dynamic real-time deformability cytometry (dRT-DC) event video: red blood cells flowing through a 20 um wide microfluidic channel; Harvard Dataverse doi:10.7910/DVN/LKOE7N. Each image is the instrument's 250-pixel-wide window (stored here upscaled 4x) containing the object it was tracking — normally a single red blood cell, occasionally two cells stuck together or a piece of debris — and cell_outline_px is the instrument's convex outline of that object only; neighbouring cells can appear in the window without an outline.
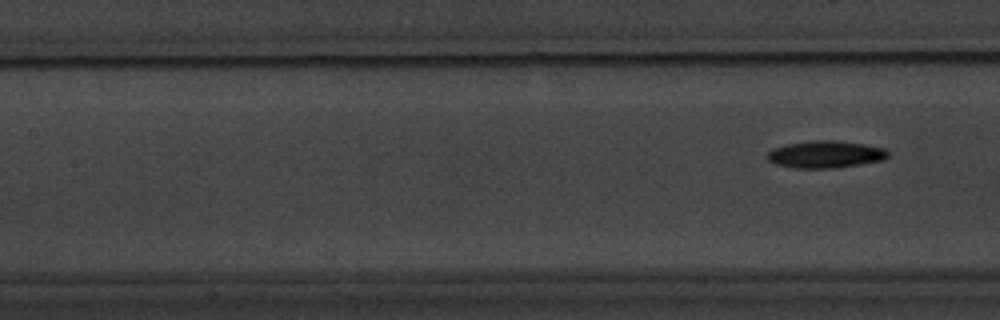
{"species": "common noctule bat (a hibernating species)", "species_latin": "Nyctalus noctula", "temperature_condition": "warm", "stored_images_in_passage": 8, "segment_of_instrument_passage": [2, 2], "camera_frame_rate_fps": 3000, "um_per_image_px": 0.085, "animal": {"sex": "male", "body_mass_g": 20.1, "forearm_length_mm": 53.5}, "frame": {"image": 1, "passage_image": 8, "time_ms": 10.0, "image_size_px": [1000, 320], "cell_outline_px": [[888, 156], [884, 160], [836, 168], [792, 168], [776, 164], [768, 160], [764, 156], [772, 148], [788, 144], [812, 140], [832, 140], [864, 144], [884, 148], [888, 152]], "centroid_in_image_um": [70.13, 13.12], "position_along_channel_um": 137.3, "area_um2": 19.19}}